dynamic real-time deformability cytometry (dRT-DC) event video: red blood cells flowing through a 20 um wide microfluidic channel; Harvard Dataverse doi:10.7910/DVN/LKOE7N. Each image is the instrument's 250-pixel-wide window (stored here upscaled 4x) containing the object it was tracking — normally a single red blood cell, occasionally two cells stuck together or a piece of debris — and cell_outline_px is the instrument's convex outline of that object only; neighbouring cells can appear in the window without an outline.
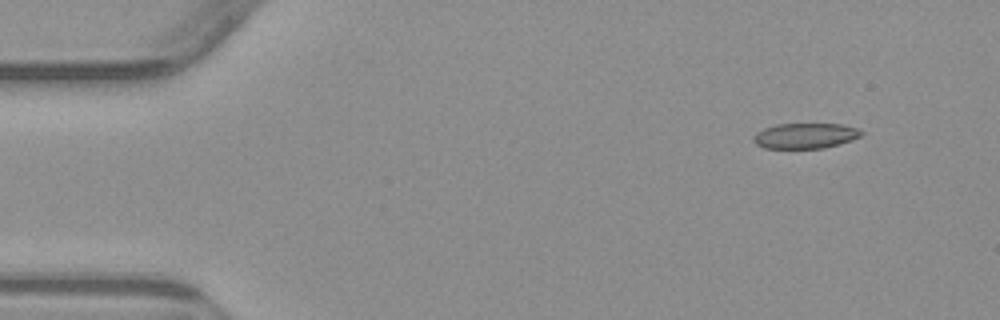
{"species": "common noctule bat (a hibernating species)", "species_latin": "Nyctalus noctula", "temperature_condition": "warm", "stored_images_in_passage": 4, "camera_frame_rate_fps": 3000, "um_per_image_px": 0.085, "animal": {"sex": "male", "body_mass_g": 23.1, "forearm_length_mm": 52.7}, "frame": {"image": 1, "passage_image": 4, "time_ms": 4.333, "image_size_px": [1000, 320], "cell_outline_px": [[864, 132], [860, 136], [852, 140], [840, 144], [824, 148], [764, 148], [756, 144], [752, 140], [752, 136], [756, 132], [764, 128], [776, 124], [844, 124], [856, 128]], "centroid_in_image_um": [68.43, 11.54], "position_along_channel_um": 16.6, "area_um2": 16.07}}